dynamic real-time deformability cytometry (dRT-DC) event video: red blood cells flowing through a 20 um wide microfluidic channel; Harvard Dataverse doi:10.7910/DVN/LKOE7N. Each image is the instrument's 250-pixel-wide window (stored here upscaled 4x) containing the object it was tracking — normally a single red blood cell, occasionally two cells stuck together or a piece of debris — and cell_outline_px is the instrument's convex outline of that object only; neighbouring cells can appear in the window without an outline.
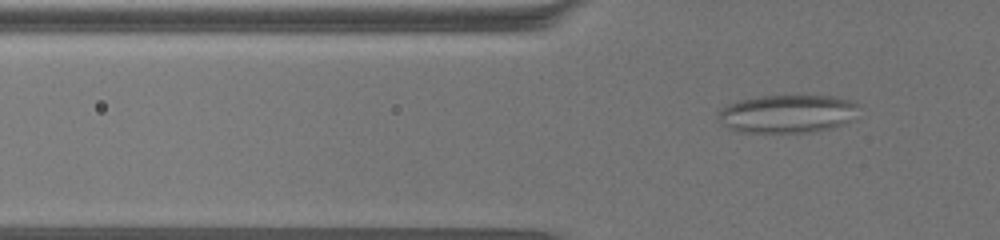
{"species": "common noctule bat (a hibernating species)", "species_latin": "Nyctalus noctula", "temperature_condition": "warm", "stored_images_in_passage": 46, "camera_frame_rate_fps": 3000, "um_per_image_px": 0.085, "animal": {"sex": "female", "body_mass_g": 19.5, "forearm_length_mm": 54.1}, "frame": {"image": 1, "passage_image": 2, "time_ms": 0.333, "image_size_px": [1000, 240], "cell_outline_px": [[856, 104], [848, 120], [844, 124], [832, 128], [808, 132], [740, 132], [728, 128], [720, 124], [716, 116], [716, 112], [728, 104], [740, 100], [760, 96], [840, 96], [852, 100]], "centroid_in_image_um": [66.82, 9.67], "position_along_channel_um": 59.0, "area_um2": 31.04}}
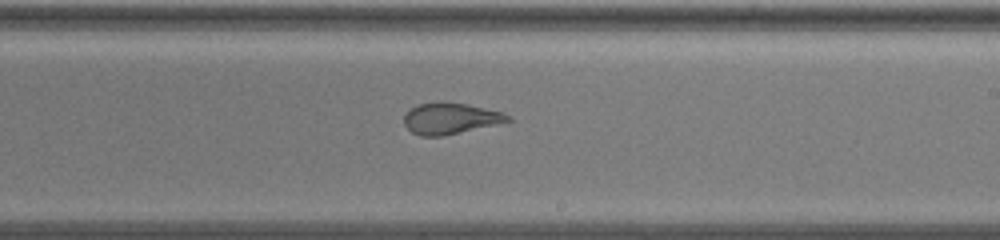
{"frame": {"image": 2, "passage_image": 21, "time_ms": 6.667, "image_size_px": [1000, 240], "cell_outline_px": [[512, 120], [496, 124], [444, 136], [420, 136], [412, 132], [404, 124], [404, 116], [412, 108], [420, 104], [468, 104], [504, 112], [512, 116]], "centroid_in_image_um": [38.33, 10.1], "position_along_channel_um": 250.7, "area_um2": 18.32}}
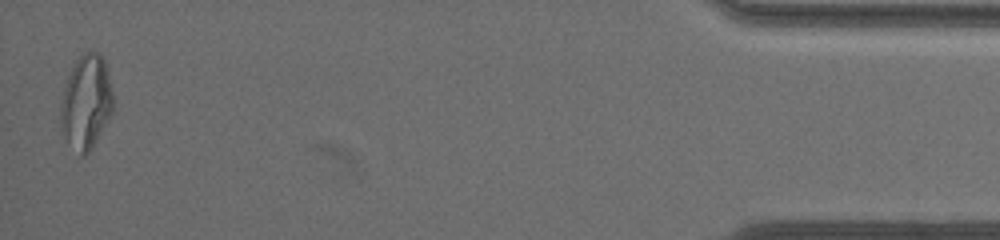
{"frame": {"image": 3, "passage_image": 45, "time_ms": 14.667, "image_size_px": [1000, 240], "cell_outline_px": [[112, 112], [92, 148], [84, 156], [80, 156], [68, 140], [60, 128], [60, 104], [64, 88], [68, 76], [76, 60], [84, 52], [96, 52], [104, 60], [112, 92]], "centroid_in_image_um": [7.3, 8.69], "position_along_channel_um": 427.9, "area_um2": 28.21}, "authors_computed_cell_mechanics": {"area_um2": 22.253, "velocity_mm_per_s": 3.1947, "shape_relaxation_time_tau1_ms": null, "shape_relaxation_time_tau2_ms": 1.3797, "deformation_change_tau1": null, "deformation_change_tau2": 0.0936}}